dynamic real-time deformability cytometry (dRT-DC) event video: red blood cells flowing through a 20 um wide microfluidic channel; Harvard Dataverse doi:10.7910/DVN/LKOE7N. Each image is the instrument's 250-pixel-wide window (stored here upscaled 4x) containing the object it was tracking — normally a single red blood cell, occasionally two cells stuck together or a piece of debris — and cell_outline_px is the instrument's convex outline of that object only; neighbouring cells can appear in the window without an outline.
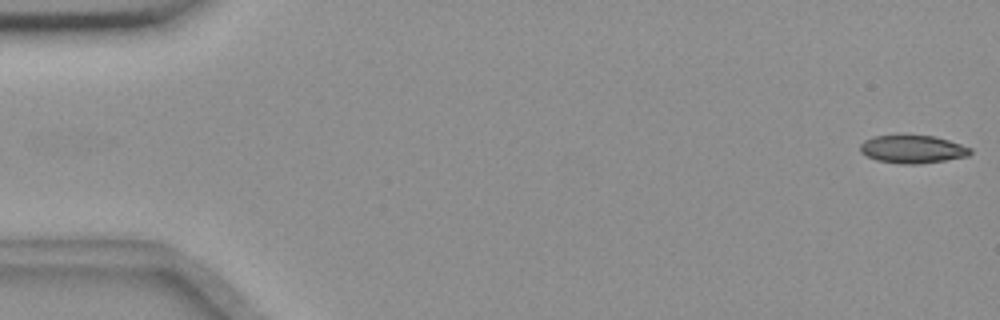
{"species": "common noctule bat (a hibernating species)", "species_latin": "Nyctalus noctula", "temperature_condition": "room temperature", "stored_images_in_passage": 55, "camera_frame_rate_fps": 3000, "um_per_image_px": 0.085, "animal": {"sex": "female", "body_mass_g": 18.4}, "frame": {"image": 1, "passage_image": 1, "time_ms": 0.0, "image_size_px": [1000, 320], "cell_outline_px": [[972, 152], [968, 156], [944, 160], [916, 164], [904, 164], [876, 160], [860, 152], [860, 144], [864, 140], [872, 136], [932, 136], [948, 140], [972, 148]], "centroid_in_image_um": [77.56, 12.69], "position_along_channel_um": 7.4, "area_um2": 17.69}}
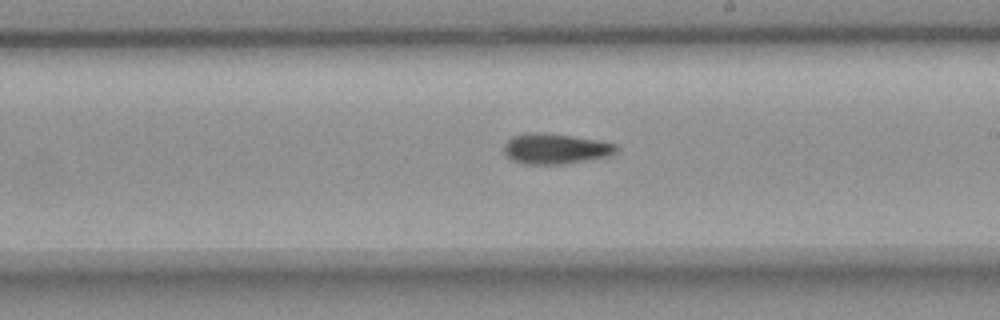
{"frame": {"image": 2, "passage_image": 32, "time_ms": 10.333, "image_size_px": [1000, 320], "cell_outline_px": [[620, 148], [616, 152], [608, 156], [588, 160], [564, 164], [524, 164], [512, 160], [504, 152], [504, 144], [512, 136], [524, 132], [544, 132], [600, 140], [616, 144]], "centroid_in_image_um": [47.22, 12.63], "position_along_channel_um": 241.8, "area_um2": 20.17}}
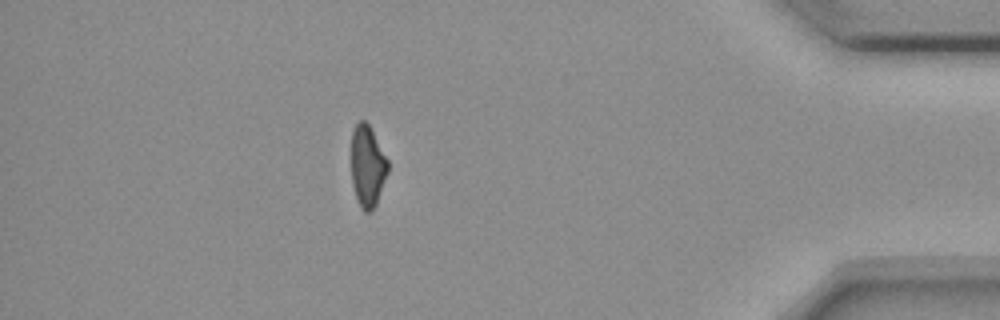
{"frame": {"image": 3, "passage_image": 49, "time_ms": 16.0, "image_size_px": [1000, 320], "cell_outline_px": [[388, 172], [376, 204], [372, 212], [364, 212], [360, 208], [356, 200], [352, 184], [352, 128], [360, 120], [364, 120], [368, 124], [388, 160]], "centroid_in_image_um": [31.23, 14.17], "position_along_channel_um": 404.0, "area_um2": 17.4}, "authors_computed_cell_mechanics": {"area_um2": 18.9584, "velocity_mm_per_s": 3.6671, "shape_relaxation_time_tau1_ms": null, "shape_relaxation_time_tau2_ms": 5.0841, "deformation_change_tau1": null, "deformation_change_tau2": 0.106}}